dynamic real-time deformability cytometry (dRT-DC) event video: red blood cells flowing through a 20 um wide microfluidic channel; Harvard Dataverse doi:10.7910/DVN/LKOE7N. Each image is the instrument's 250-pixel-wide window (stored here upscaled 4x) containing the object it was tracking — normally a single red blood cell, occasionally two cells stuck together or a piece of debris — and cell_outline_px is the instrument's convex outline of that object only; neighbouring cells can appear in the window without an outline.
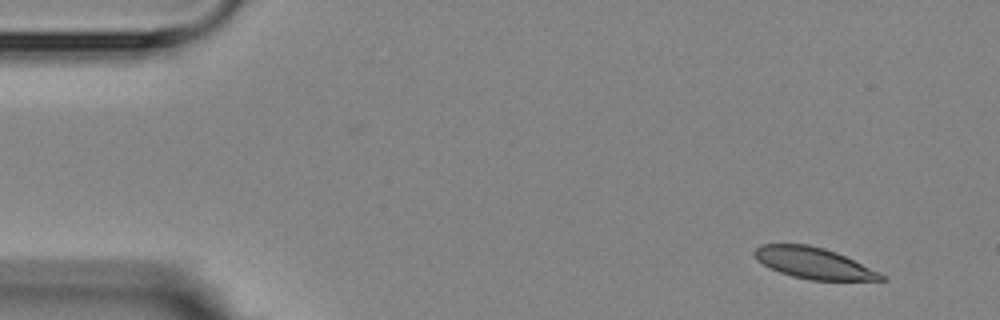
{"species": "Egyptian fruit bat (a non-hibernating species)", "species_latin": "Rousettus aegyptiacus", "temperature_condition": "room temperature", "stored_images_in_passage": 4, "camera_frame_rate_fps": 3000, "um_per_image_px": 0.085, "animal": {"sex": "female"}, "frame": {"image": 1, "passage_image": 1, "time_ms": 0.0, "image_size_px": [1000, 320], "cell_outline_px": [[888, 280], [812, 280], [792, 276], [780, 272], [756, 260], [752, 252], [760, 244], [808, 244], [824, 248], [836, 252], [880, 272], [888, 276]], "centroid_in_image_um": [69.18, 22.36], "position_along_channel_um": 15.8, "area_um2": 23.0}}
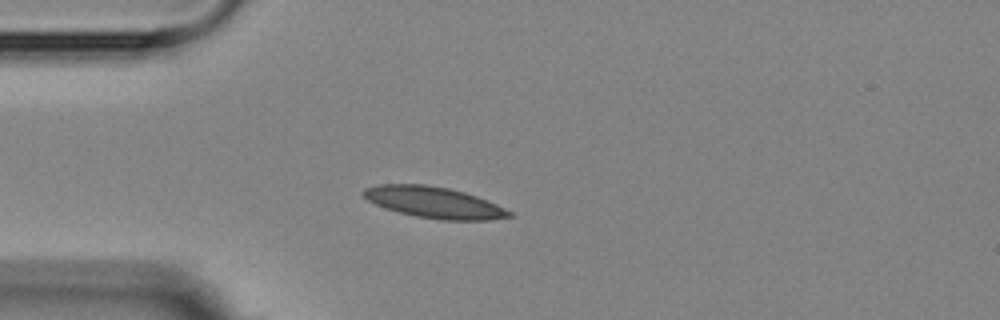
{"frame": {"image": 2, "passage_image": 3, "time_ms": 3.333, "image_size_px": [1000, 320], "cell_outline_px": [[512, 216], [488, 220], [440, 220], [416, 216], [400, 212], [376, 204], [368, 200], [360, 192], [364, 188], [380, 184], [424, 184], [448, 188], [464, 192], [476, 196], [496, 204], [512, 212]], "centroid_in_image_um": [36.88, 17.2], "position_along_channel_um": 48.1, "area_um2": 26.24}}